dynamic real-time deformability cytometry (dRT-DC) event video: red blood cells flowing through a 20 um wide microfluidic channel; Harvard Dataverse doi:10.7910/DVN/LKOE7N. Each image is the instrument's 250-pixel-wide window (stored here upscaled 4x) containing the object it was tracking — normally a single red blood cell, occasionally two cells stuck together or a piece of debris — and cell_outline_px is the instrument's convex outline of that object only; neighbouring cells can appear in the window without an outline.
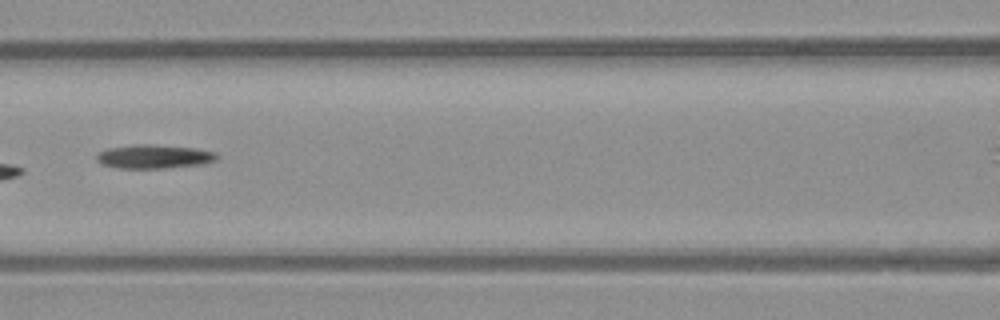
{"species": "common noctule bat (a hibernating species)", "species_latin": "Nyctalus noctula", "temperature_condition": "warm", "stored_images_in_passage": 8, "camera_frame_rate_fps": 3000, "um_per_image_px": 0.085, "animal": {"sex": "male", "body_mass_g": 23.1, "forearm_length_mm": 52.7}, "frame": {"image": 1, "passage_image": 7, "time_ms": 7.333, "image_size_px": [1000, 320], "cell_outline_px": [[220, 156], [216, 160], [208, 164], [164, 168], [116, 168], [104, 164], [96, 160], [96, 156], [100, 152], [108, 148], [140, 144], [152, 144], [196, 148], [216, 152]], "centroid_in_image_um": [13.18, 13.31], "position_along_channel_um": 153.4, "area_um2": 16.82}}